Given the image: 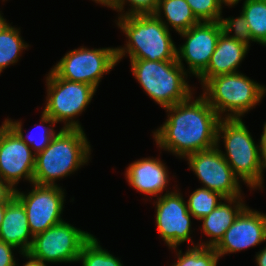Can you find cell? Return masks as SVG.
Instances as JSON below:
<instances>
[{"label":"cell","mask_w":266,"mask_h":266,"mask_svg":"<svg viewBox=\"0 0 266 266\" xmlns=\"http://www.w3.org/2000/svg\"><path fill=\"white\" fill-rule=\"evenodd\" d=\"M36 154L6 122L0 126V178L14 189L24 178L33 183Z\"/></svg>","instance_id":"7c38bea8"},{"label":"cell","mask_w":266,"mask_h":266,"mask_svg":"<svg viewBox=\"0 0 266 266\" xmlns=\"http://www.w3.org/2000/svg\"><path fill=\"white\" fill-rule=\"evenodd\" d=\"M20 28L12 25L0 33V73L9 65L18 62L22 51L28 48V44L20 36Z\"/></svg>","instance_id":"603a6c76"},{"label":"cell","mask_w":266,"mask_h":266,"mask_svg":"<svg viewBox=\"0 0 266 266\" xmlns=\"http://www.w3.org/2000/svg\"><path fill=\"white\" fill-rule=\"evenodd\" d=\"M91 146L83 129L61 128L49 145L36 154L33 183L55 186L90 160Z\"/></svg>","instance_id":"7a4b0ae2"},{"label":"cell","mask_w":266,"mask_h":266,"mask_svg":"<svg viewBox=\"0 0 266 266\" xmlns=\"http://www.w3.org/2000/svg\"><path fill=\"white\" fill-rule=\"evenodd\" d=\"M130 63L134 78L163 109L183 102L194 94L187 81L186 68L177 60L130 59Z\"/></svg>","instance_id":"5b68a950"},{"label":"cell","mask_w":266,"mask_h":266,"mask_svg":"<svg viewBox=\"0 0 266 266\" xmlns=\"http://www.w3.org/2000/svg\"><path fill=\"white\" fill-rule=\"evenodd\" d=\"M241 13L253 40L266 46V0H245Z\"/></svg>","instance_id":"7402d4cb"},{"label":"cell","mask_w":266,"mask_h":266,"mask_svg":"<svg viewBox=\"0 0 266 266\" xmlns=\"http://www.w3.org/2000/svg\"><path fill=\"white\" fill-rule=\"evenodd\" d=\"M116 22L127 37L125 46L115 47L117 62L126 54L130 59L177 60L170 31L154 14L121 17Z\"/></svg>","instance_id":"3957f363"},{"label":"cell","mask_w":266,"mask_h":266,"mask_svg":"<svg viewBox=\"0 0 266 266\" xmlns=\"http://www.w3.org/2000/svg\"><path fill=\"white\" fill-rule=\"evenodd\" d=\"M159 0H119L116 9L119 12V17L148 15L156 12ZM129 4L130 8L125 12V4ZM125 12V13H124Z\"/></svg>","instance_id":"f1b7e54d"},{"label":"cell","mask_w":266,"mask_h":266,"mask_svg":"<svg viewBox=\"0 0 266 266\" xmlns=\"http://www.w3.org/2000/svg\"><path fill=\"white\" fill-rule=\"evenodd\" d=\"M220 1V3L223 5H225V6H230V7H233V6H235L236 4H238L239 3V1H241V0H219Z\"/></svg>","instance_id":"8d00e7d4"},{"label":"cell","mask_w":266,"mask_h":266,"mask_svg":"<svg viewBox=\"0 0 266 266\" xmlns=\"http://www.w3.org/2000/svg\"><path fill=\"white\" fill-rule=\"evenodd\" d=\"M41 113H42L41 120H40L41 125L39 124L35 128V129H38V127H40L39 129L40 132L37 131L38 135L36 134V132L35 134L31 133V135L29 133V137L24 136L22 122L20 120L13 121L10 118L5 119V121L21 136L22 140L28 146H30V148L32 149V151H34L35 154L43 151L49 145L53 136L57 133L56 130L53 129V127L55 128V124H56L55 121L50 116L46 115L43 111Z\"/></svg>","instance_id":"44dd1931"},{"label":"cell","mask_w":266,"mask_h":266,"mask_svg":"<svg viewBox=\"0 0 266 266\" xmlns=\"http://www.w3.org/2000/svg\"><path fill=\"white\" fill-rule=\"evenodd\" d=\"M220 145L185 157L189 168L204 188L220 193L225 198L242 196L240 180L220 153Z\"/></svg>","instance_id":"8fae6325"},{"label":"cell","mask_w":266,"mask_h":266,"mask_svg":"<svg viewBox=\"0 0 266 266\" xmlns=\"http://www.w3.org/2000/svg\"><path fill=\"white\" fill-rule=\"evenodd\" d=\"M14 246L0 240V266H16V258L14 257Z\"/></svg>","instance_id":"f546056e"},{"label":"cell","mask_w":266,"mask_h":266,"mask_svg":"<svg viewBox=\"0 0 266 266\" xmlns=\"http://www.w3.org/2000/svg\"><path fill=\"white\" fill-rule=\"evenodd\" d=\"M193 247H188L185 253L182 250L176 251L177 260L171 266H217L221 258L215 251L214 247L197 246L192 243Z\"/></svg>","instance_id":"484cf974"},{"label":"cell","mask_w":266,"mask_h":266,"mask_svg":"<svg viewBox=\"0 0 266 266\" xmlns=\"http://www.w3.org/2000/svg\"><path fill=\"white\" fill-rule=\"evenodd\" d=\"M4 213H5V204H0V226L3 221Z\"/></svg>","instance_id":"74e56055"},{"label":"cell","mask_w":266,"mask_h":266,"mask_svg":"<svg viewBox=\"0 0 266 266\" xmlns=\"http://www.w3.org/2000/svg\"><path fill=\"white\" fill-rule=\"evenodd\" d=\"M260 152H261V161L264 166V170L266 169V122L263 125V132L260 138Z\"/></svg>","instance_id":"1f68e13d"},{"label":"cell","mask_w":266,"mask_h":266,"mask_svg":"<svg viewBox=\"0 0 266 266\" xmlns=\"http://www.w3.org/2000/svg\"><path fill=\"white\" fill-rule=\"evenodd\" d=\"M23 257H25L28 261L23 264V266H47L39 259L33 257L29 252L20 253Z\"/></svg>","instance_id":"d6a6232c"},{"label":"cell","mask_w":266,"mask_h":266,"mask_svg":"<svg viewBox=\"0 0 266 266\" xmlns=\"http://www.w3.org/2000/svg\"><path fill=\"white\" fill-rule=\"evenodd\" d=\"M116 48H87L68 51L51 70L68 81L90 84L98 88L104 77L117 65Z\"/></svg>","instance_id":"ba28073f"},{"label":"cell","mask_w":266,"mask_h":266,"mask_svg":"<svg viewBox=\"0 0 266 266\" xmlns=\"http://www.w3.org/2000/svg\"><path fill=\"white\" fill-rule=\"evenodd\" d=\"M220 24L222 27V32L226 34L228 37L235 39L238 42L245 44L250 47V42H255L250 34L249 25L240 12V16L228 17V18H220ZM232 31L234 33L232 34ZM230 33L232 35H230Z\"/></svg>","instance_id":"4316f807"},{"label":"cell","mask_w":266,"mask_h":266,"mask_svg":"<svg viewBox=\"0 0 266 266\" xmlns=\"http://www.w3.org/2000/svg\"><path fill=\"white\" fill-rule=\"evenodd\" d=\"M221 138L226 152L220 150V153L232 168L234 175L251 190L264 188L260 144H255L242 118L220 119L216 145L220 144Z\"/></svg>","instance_id":"277c9868"},{"label":"cell","mask_w":266,"mask_h":266,"mask_svg":"<svg viewBox=\"0 0 266 266\" xmlns=\"http://www.w3.org/2000/svg\"><path fill=\"white\" fill-rule=\"evenodd\" d=\"M0 240L19 248V253L28 252L33 235L27 221V213L22 202L14 195L5 204V213L0 226Z\"/></svg>","instance_id":"ac0fdd59"},{"label":"cell","mask_w":266,"mask_h":266,"mask_svg":"<svg viewBox=\"0 0 266 266\" xmlns=\"http://www.w3.org/2000/svg\"><path fill=\"white\" fill-rule=\"evenodd\" d=\"M200 22H216L222 17V4L219 0H185Z\"/></svg>","instance_id":"83f0119b"},{"label":"cell","mask_w":266,"mask_h":266,"mask_svg":"<svg viewBox=\"0 0 266 266\" xmlns=\"http://www.w3.org/2000/svg\"><path fill=\"white\" fill-rule=\"evenodd\" d=\"M93 236L87 231L62 221L33 237L29 253L48 263L77 262L83 245Z\"/></svg>","instance_id":"9c48e42d"},{"label":"cell","mask_w":266,"mask_h":266,"mask_svg":"<svg viewBox=\"0 0 266 266\" xmlns=\"http://www.w3.org/2000/svg\"><path fill=\"white\" fill-rule=\"evenodd\" d=\"M77 262L82 266H123L118 257L101 247L94 235L83 245Z\"/></svg>","instance_id":"d4e9b609"},{"label":"cell","mask_w":266,"mask_h":266,"mask_svg":"<svg viewBox=\"0 0 266 266\" xmlns=\"http://www.w3.org/2000/svg\"><path fill=\"white\" fill-rule=\"evenodd\" d=\"M28 193L15 189V196L22 202L33 237L62 221L65 193L58 185H38L32 183Z\"/></svg>","instance_id":"30bf717a"},{"label":"cell","mask_w":266,"mask_h":266,"mask_svg":"<svg viewBox=\"0 0 266 266\" xmlns=\"http://www.w3.org/2000/svg\"><path fill=\"white\" fill-rule=\"evenodd\" d=\"M224 200L225 197L220 193L200 187L190 194L187 200L188 211L193 218L201 220Z\"/></svg>","instance_id":"cb8c5ba5"},{"label":"cell","mask_w":266,"mask_h":266,"mask_svg":"<svg viewBox=\"0 0 266 266\" xmlns=\"http://www.w3.org/2000/svg\"><path fill=\"white\" fill-rule=\"evenodd\" d=\"M255 257L257 266H266V247L257 252Z\"/></svg>","instance_id":"836d02e7"},{"label":"cell","mask_w":266,"mask_h":266,"mask_svg":"<svg viewBox=\"0 0 266 266\" xmlns=\"http://www.w3.org/2000/svg\"><path fill=\"white\" fill-rule=\"evenodd\" d=\"M243 196L225 198L209 215L203 217L201 231L210 237L209 241L198 242L197 246L215 247L224 237L240 212L246 207Z\"/></svg>","instance_id":"d6986e66"},{"label":"cell","mask_w":266,"mask_h":266,"mask_svg":"<svg viewBox=\"0 0 266 266\" xmlns=\"http://www.w3.org/2000/svg\"><path fill=\"white\" fill-rule=\"evenodd\" d=\"M126 180L138 192L145 195L162 196L164 189L169 185L167 166L160 158H142L129 164L125 171Z\"/></svg>","instance_id":"2e32d148"},{"label":"cell","mask_w":266,"mask_h":266,"mask_svg":"<svg viewBox=\"0 0 266 266\" xmlns=\"http://www.w3.org/2000/svg\"><path fill=\"white\" fill-rule=\"evenodd\" d=\"M154 15L159 18L168 29H170V25L174 28V31L178 33L188 30L200 22L185 0H159ZM162 16L165 17V20Z\"/></svg>","instance_id":"ffe728a7"},{"label":"cell","mask_w":266,"mask_h":266,"mask_svg":"<svg viewBox=\"0 0 266 266\" xmlns=\"http://www.w3.org/2000/svg\"><path fill=\"white\" fill-rule=\"evenodd\" d=\"M15 195V189L0 178V204H6Z\"/></svg>","instance_id":"4dcf8cb0"},{"label":"cell","mask_w":266,"mask_h":266,"mask_svg":"<svg viewBox=\"0 0 266 266\" xmlns=\"http://www.w3.org/2000/svg\"><path fill=\"white\" fill-rule=\"evenodd\" d=\"M248 51V46L222 32L207 68L197 77L201 81L200 84L203 86L210 78L217 75L238 72L237 69Z\"/></svg>","instance_id":"e0dca14e"},{"label":"cell","mask_w":266,"mask_h":266,"mask_svg":"<svg viewBox=\"0 0 266 266\" xmlns=\"http://www.w3.org/2000/svg\"><path fill=\"white\" fill-rule=\"evenodd\" d=\"M193 94L185 101L164 108L167 118L153 132L156 145L180 158L216 146L219 115L207 99Z\"/></svg>","instance_id":"6da1fadb"},{"label":"cell","mask_w":266,"mask_h":266,"mask_svg":"<svg viewBox=\"0 0 266 266\" xmlns=\"http://www.w3.org/2000/svg\"><path fill=\"white\" fill-rule=\"evenodd\" d=\"M10 26L11 24L7 23L6 19H4L0 11V33L8 29Z\"/></svg>","instance_id":"d590c367"},{"label":"cell","mask_w":266,"mask_h":266,"mask_svg":"<svg viewBox=\"0 0 266 266\" xmlns=\"http://www.w3.org/2000/svg\"><path fill=\"white\" fill-rule=\"evenodd\" d=\"M201 87L202 95L221 119L242 118L266 95L264 85L240 72L214 76Z\"/></svg>","instance_id":"8992f818"},{"label":"cell","mask_w":266,"mask_h":266,"mask_svg":"<svg viewBox=\"0 0 266 266\" xmlns=\"http://www.w3.org/2000/svg\"><path fill=\"white\" fill-rule=\"evenodd\" d=\"M47 75V96L43 112L55 123L63 122L64 129H83L75 118L86 110L96 88L90 84L59 78L52 70Z\"/></svg>","instance_id":"52a82bcc"},{"label":"cell","mask_w":266,"mask_h":266,"mask_svg":"<svg viewBox=\"0 0 266 266\" xmlns=\"http://www.w3.org/2000/svg\"><path fill=\"white\" fill-rule=\"evenodd\" d=\"M95 1L97 4H101L103 6H107L112 10H116L119 4V0H92Z\"/></svg>","instance_id":"e575fe53"},{"label":"cell","mask_w":266,"mask_h":266,"mask_svg":"<svg viewBox=\"0 0 266 266\" xmlns=\"http://www.w3.org/2000/svg\"><path fill=\"white\" fill-rule=\"evenodd\" d=\"M155 221L158 234L169 249L177 248L181 243L193 241L190 239L191 214L188 211L187 202L178 190L166 191L161 197H157Z\"/></svg>","instance_id":"4fadbf2b"},{"label":"cell","mask_w":266,"mask_h":266,"mask_svg":"<svg viewBox=\"0 0 266 266\" xmlns=\"http://www.w3.org/2000/svg\"><path fill=\"white\" fill-rule=\"evenodd\" d=\"M266 241V214L246 206L214 247L223 257Z\"/></svg>","instance_id":"9a60e30c"},{"label":"cell","mask_w":266,"mask_h":266,"mask_svg":"<svg viewBox=\"0 0 266 266\" xmlns=\"http://www.w3.org/2000/svg\"><path fill=\"white\" fill-rule=\"evenodd\" d=\"M221 33L219 21L199 22L178 33L186 41L177 48V61L183 68L182 61L187 63L188 74L192 73L197 78L207 68Z\"/></svg>","instance_id":"5bb4252c"}]
</instances>
